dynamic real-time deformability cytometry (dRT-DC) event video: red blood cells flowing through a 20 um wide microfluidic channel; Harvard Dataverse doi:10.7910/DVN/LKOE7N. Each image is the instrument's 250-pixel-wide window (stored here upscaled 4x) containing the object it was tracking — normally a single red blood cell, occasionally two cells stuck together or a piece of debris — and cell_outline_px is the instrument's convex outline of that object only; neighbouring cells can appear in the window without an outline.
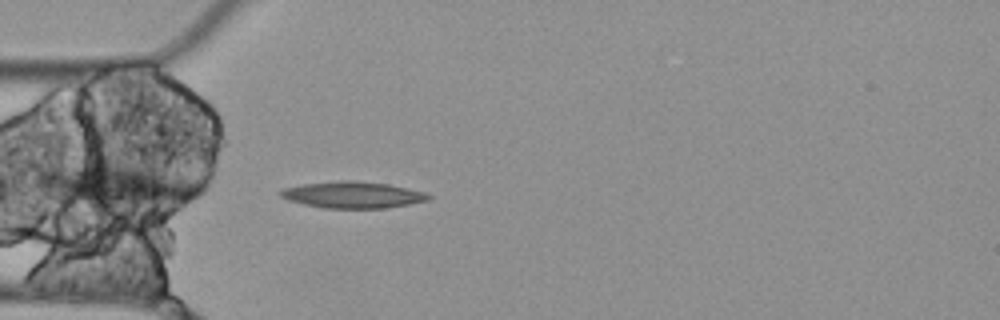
{"species": "Egyptian fruit bat (a non-hibernating species)", "species_latin": "Rousettus aegyptiacus", "temperature_condition": "cold", "stored_images_in_passage": 5, "camera_frame_rate_fps": 3000, "um_per_image_px": 0.085, "animal": {"sex": "female"}, "frame": {"image": 1, "passage_image": 5, "time_ms": 1.333, "image_size_px": [1000, 320], "cell_outline_px": [[432, 196], [428, 200], [408, 204], [384, 208], [324, 208], [304, 204], [288, 200], [280, 196], [276, 192], [284, 188], [304, 184], [340, 180], [348, 180], [388, 184], [424, 192]], "centroid_in_image_um": [29.94, 16.56], "position_along_channel_um": 55.1, "area_um2": 22.66}}